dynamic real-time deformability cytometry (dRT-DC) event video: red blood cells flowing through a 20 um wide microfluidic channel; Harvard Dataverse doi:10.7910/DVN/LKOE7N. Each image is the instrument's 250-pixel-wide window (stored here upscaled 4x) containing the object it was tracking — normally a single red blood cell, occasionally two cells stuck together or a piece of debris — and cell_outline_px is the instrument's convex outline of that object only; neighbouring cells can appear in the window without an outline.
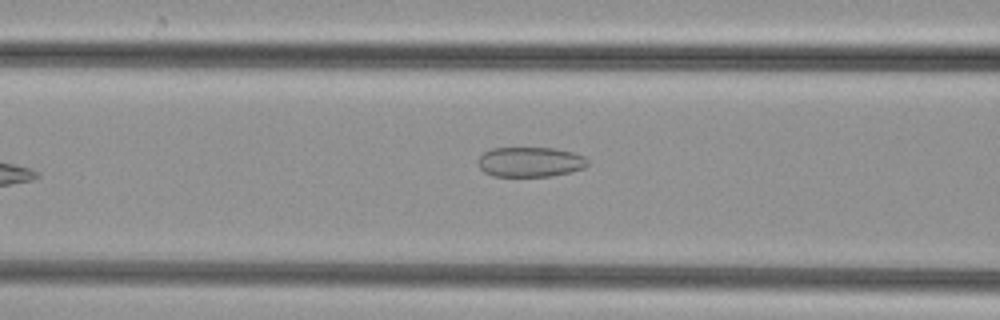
{"species": "common noctule bat (a hibernating species)", "species_latin": "Nyctalus noctula", "temperature_condition": "cold", "stored_images_in_passage": 41, "camera_frame_rate_fps": 3000, "um_per_image_px": 0.085, "animal": {"sex": "female", "body_mass_g": 29.2, "forearm_length_mm": 56.3}, "frame": {"image": 1, "passage_image": 11, "time_ms": 3.333, "image_size_px": [1000, 320], "cell_outline_px": [[588, 164], [584, 168], [572, 172], [552, 176], [492, 176], [484, 172], [480, 168], [476, 160], [484, 152], [492, 148], [556, 148], [572, 152], [584, 156], [588, 160]], "centroid_in_image_um": [45.07, 13.77], "position_along_channel_um": 121.5, "area_um2": 19.31}}
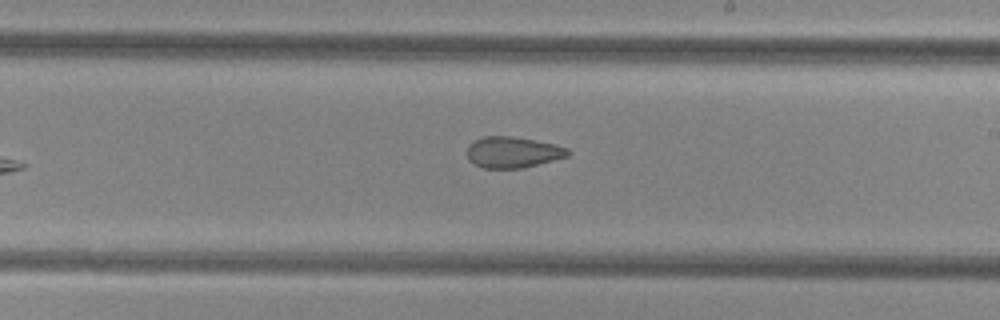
{"frame": {"image": 2, "passage_image": 20, "time_ms": 6.333, "image_size_px": [1000, 320], "cell_outline_px": [[572, 152], [568, 156], [520, 168], [484, 168], [468, 160], [468, 144], [484, 136], [512, 136], [556, 144], [568, 148]], "centroid_in_image_um": [43.6, 12.93], "position_along_channel_um": 245.4, "area_um2": 18.09}}
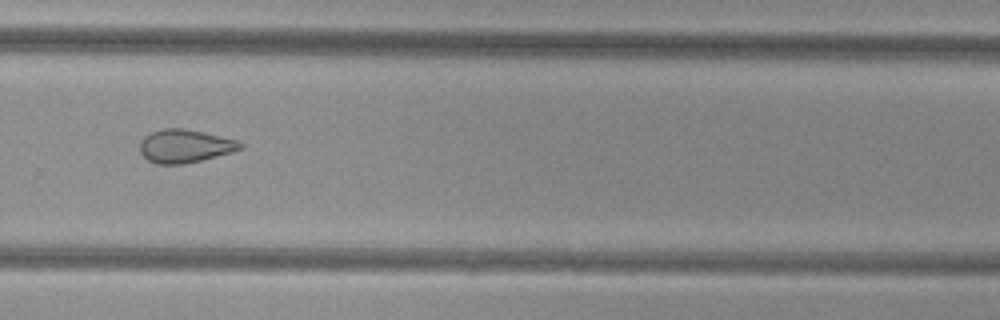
{"frame": {"image": 3, "passage_image": 25, "time_ms": 8.0, "image_size_px": [1000, 320], "cell_outline_px": [[244, 148], [232, 152], [184, 164], [156, 164], [148, 160], [140, 152], [140, 140], [144, 136], [152, 132], [164, 128], [184, 128], [204, 132], [236, 140], [244, 144]], "centroid_in_image_um": [15.71, 12.41], "position_along_channel_um": 314.1, "area_um2": 19.42}}